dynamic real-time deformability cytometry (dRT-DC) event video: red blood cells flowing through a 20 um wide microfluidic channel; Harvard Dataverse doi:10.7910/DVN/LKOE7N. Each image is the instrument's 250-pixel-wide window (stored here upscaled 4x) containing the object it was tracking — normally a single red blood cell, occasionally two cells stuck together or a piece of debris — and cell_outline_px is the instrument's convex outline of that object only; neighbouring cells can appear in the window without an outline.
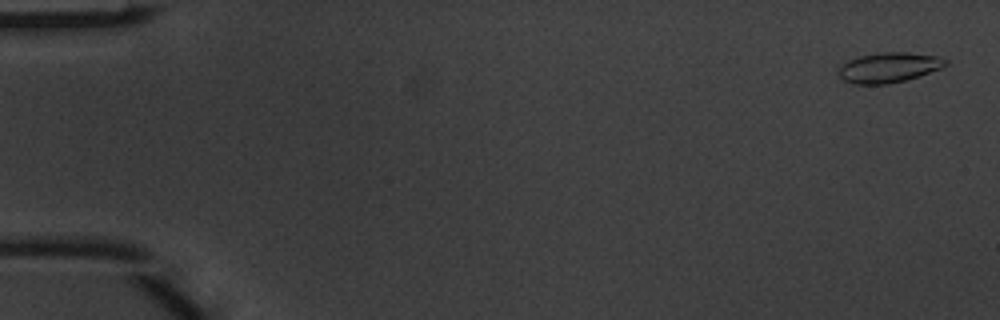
{"species": "common noctule bat (a hibernating species)", "species_latin": "Nyctalus noctula", "temperature_condition": "warm", "stored_images_in_passage": 5, "camera_frame_rate_fps": 3000, "um_per_image_px": 0.085, "animal": {"sex": "male", "body_mass_g": 20.1, "forearm_length_mm": 53.5}, "frame": {"image": 1, "passage_image": 1, "time_ms": 0.0, "image_size_px": [1000, 320], "cell_outline_px": [[948, 64], [940, 68], [904, 80], [888, 84], [852, 84], [840, 80], [840, 68], [848, 60], [860, 56], [884, 52], [904, 52], [936, 56], [948, 60]], "centroid_in_image_um": [75.52, 5.74], "position_along_channel_um": 9.5, "area_um2": 18.38}}
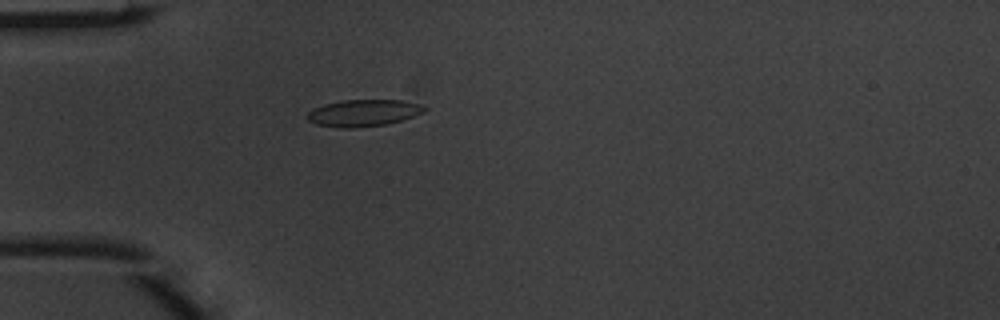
{"frame": {"image": 2, "passage_image": 5, "time_ms": 1.333, "image_size_px": [1000, 320], "cell_outline_px": [[428, 108], [424, 112], [388, 124], [352, 128], [344, 128], [316, 124], [308, 120], [308, 112], [312, 108], [324, 104], [344, 100], [400, 100], [420, 104]], "centroid_in_image_um": [30.88, 9.59], "position_along_channel_um": 54.1, "area_um2": 18.15}}